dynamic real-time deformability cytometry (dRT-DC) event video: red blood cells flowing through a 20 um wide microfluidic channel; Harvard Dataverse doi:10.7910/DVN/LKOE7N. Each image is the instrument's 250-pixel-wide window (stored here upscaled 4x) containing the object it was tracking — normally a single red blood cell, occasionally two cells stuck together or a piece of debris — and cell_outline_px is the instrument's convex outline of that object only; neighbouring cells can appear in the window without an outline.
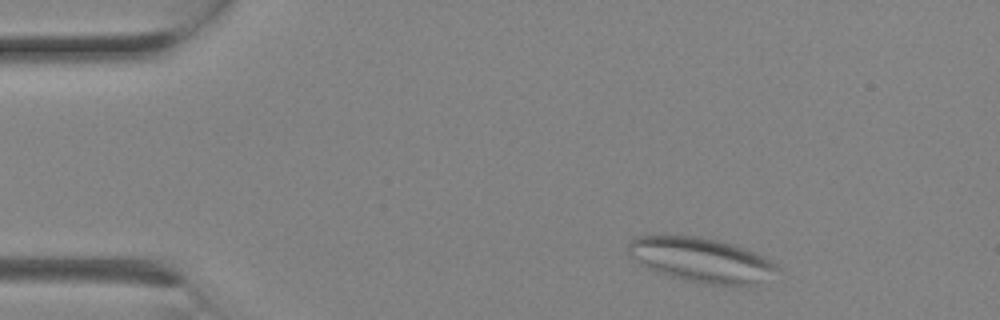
{"species": "Egyptian fruit bat (a non-hibernating species)", "species_latin": "Rousettus aegyptiacus", "temperature_condition": "room temperature", "stored_images_in_passage": 3, "camera_frame_rate_fps": 3000, "um_per_image_px": 0.085, "animal": {"sex": "female"}, "frame": {"image": 1, "passage_image": 3, "time_ms": 0.667, "image_size_px": [1000, 320], "cell_outline_px": [[780, 268], [756, 284], [736, 288], [704, 284], [684, 280], [668, 276], [656, 272], [632, 260], [628, 252], [628, 240], [636, 236], [700, 236], [732, 244], [744, 248], [764, 256], [776, 264]], "centroid_in_image_um": [59.58, 22.12], "position_along_channel_um": 25.4, "area_um2": 39.13}}